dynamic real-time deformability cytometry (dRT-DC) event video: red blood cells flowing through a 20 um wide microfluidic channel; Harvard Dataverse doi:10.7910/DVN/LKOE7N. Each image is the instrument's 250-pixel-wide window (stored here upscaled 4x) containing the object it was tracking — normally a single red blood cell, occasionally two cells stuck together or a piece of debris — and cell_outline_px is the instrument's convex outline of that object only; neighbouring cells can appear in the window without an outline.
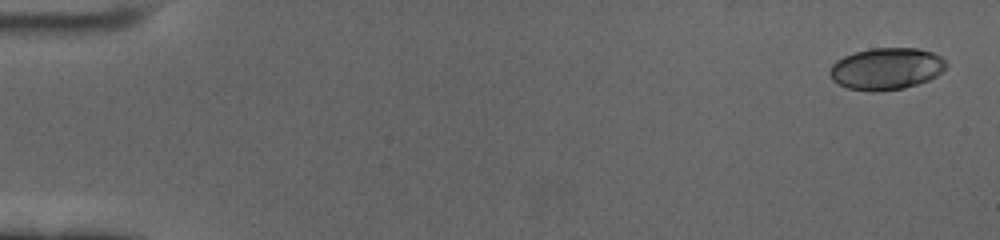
{"species": "human", "species_latin": "Homo sapiens", "temperature_condition": "cold", "stored_images_in_passage": 60, "camera_frame_rate_fps": 3000, "um_per_image_px": 0.085, "donor": {"sex": "female"}, "frame": {"image": 1, "passage_image": 2, "time_ms": 0.333, "image_size_px": [1000, 240], "cell_outline_px": [[948, 64], [936, 76], [928, 80], [904, 88], [872, 92], [848, 88], [832, 80], [828, 72], [832, 64], [836, 60], [844, 56], [856, 52], [872, 48], [916, 48], [932, 52], [940, 56]], "centroid_in_image_um": [75.31, 5.84], "position_along_channel_um": 9.7, "area_um2": 28.26}}
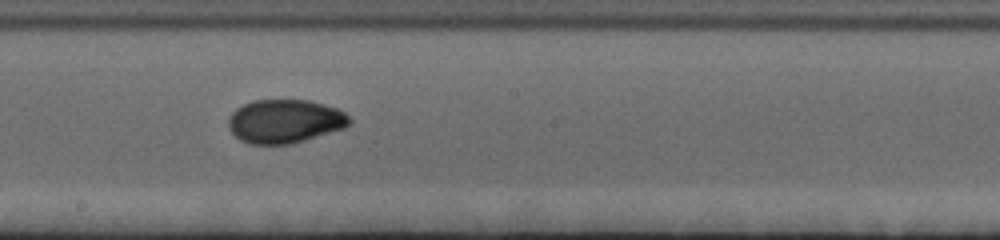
{"frame": {"image": 2, "passage_image": 34, "time_ms": 11.0, "image_size_px": [1000, 240], "cell_outline_px": [[352, 124], [344, 128], [292, 144], [248, 144], [240, 140], [228, 128], [228, 116], [236, 108], [252, 100], [308, 100], [336, 108], [344, 112], [352, 120]], "centroid_in_image_um": [24.2, 10.31], "position_along_channel_um": 224.0, "area_um2": 30.92}}
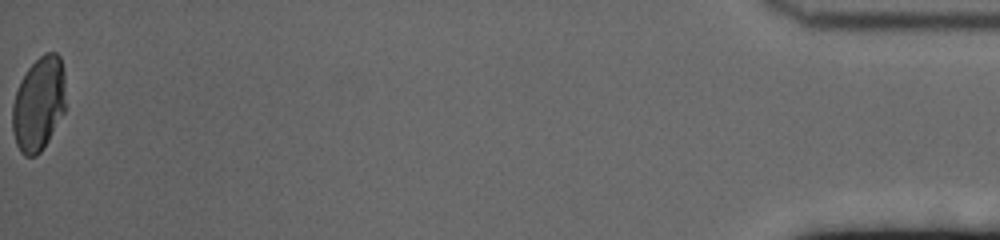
{"frame": {"image": 3, "passage_image": 60, "time_ms": 19.667, "image_size_px": [1000, 240], "cell_outline_px": [[64, 112], [44, 148], [36, 156], [24, 156], [20, 152], [16, 144], [12, 132], [12, 104], [20, 80], [28, 68], [44, 52], [56, 52], [60, 56], [64, 72]], "centroid_in_image_um": [3.27, 8.84], "position_along_channel_um": 431.9, "area_um2": 29.36}, "authors_computed_cell_mechanics": {"area_um2": 29.5647, "velocity_mm_per_s": 3.4503, "shape_relaxation_time_tau1_ms": 6.3668, "shape_relaxation_time_tau2_ms": 1.0986, "deformation_change_tau1": 0.1871, "deformation_change_tau2": 0.0357}}